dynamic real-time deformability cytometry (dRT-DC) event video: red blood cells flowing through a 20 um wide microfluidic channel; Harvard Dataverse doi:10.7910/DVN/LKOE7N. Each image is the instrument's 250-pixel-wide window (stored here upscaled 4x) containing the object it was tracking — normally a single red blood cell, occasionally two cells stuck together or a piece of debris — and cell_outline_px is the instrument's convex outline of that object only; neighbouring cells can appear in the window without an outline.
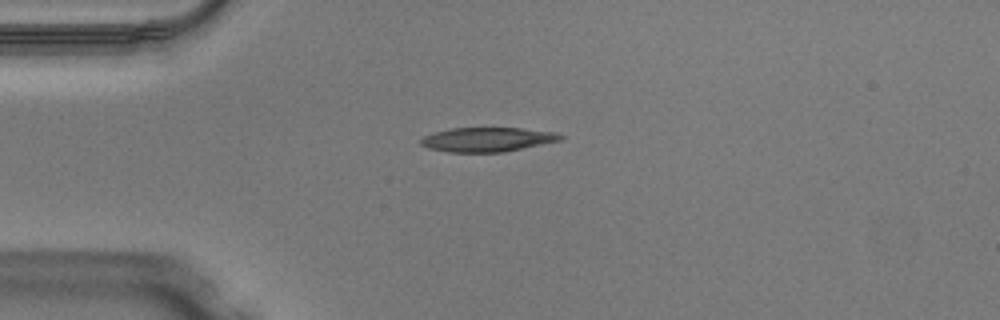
{"species": "Egyptian fruit bat (a non-hibernating species)", "species_latin": "Rousettus aegyptiacus", "temperature_condition": "warm", "stored_images_in_passage": 38, "camera_frame_rate_fps": 3000, "um_per_image_px": 0.085, "animal": {"sex": "male"}, "frame": {"image": 1, "passage_image": 1, "time_ms": 0.0, "image_size_px": [1000, 320], "cell_outline_px": [[564, 140], [504, 152], [448, 152], [428, 148], [420, 144], [420, 140], [424, 136], [436, 132], [452, 128], [520, 128], [552, 132], [564, 136]], "centroid_in_image_um": [41.44, 11.86], "position_along_channel_um": 43.6, "area_um2": 19.71}}
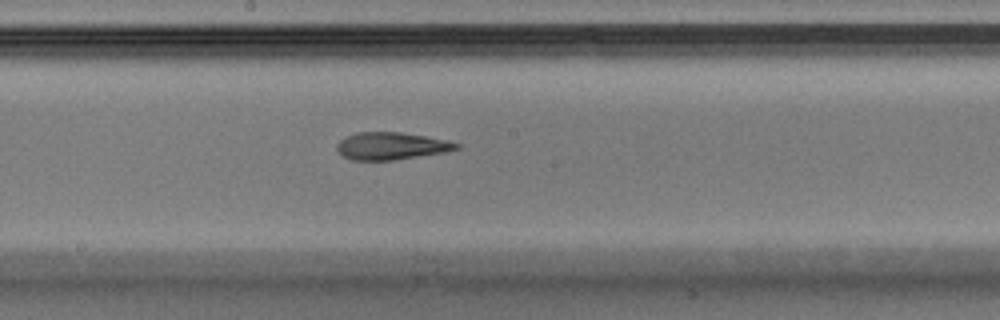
{"frame": {"image": 2, "passage_image": 15, "time_ms": 4.667, "image_size_px": [1000, 320], "cell_outline_px": [[460, 148], [444, 152], [396, 160], [352, 160], [344, 156], [336, 148], [336, 144], [344, 136], [356, 132], [400, 132], [448, 140], [460, 144]], "centroid_in_image_um": [33.24, 12.4], "position_along_channel_um": 215.0, "area_um2": 19.07}}
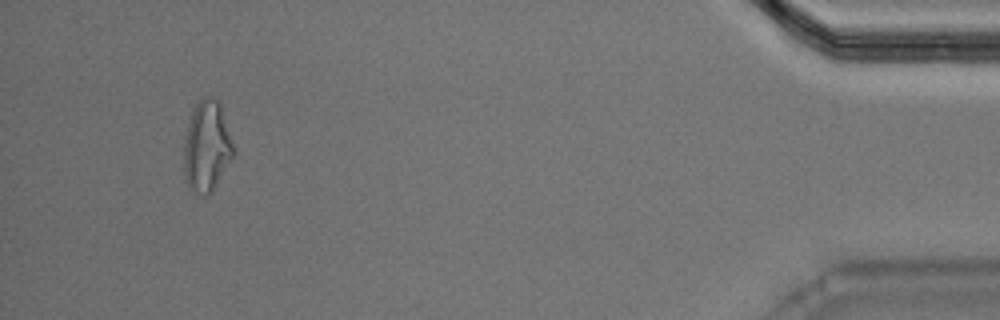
{"frame": {"image": 3, "passage_image": 35, "time_ms": 11.333, "image_size_px": [1000, 320], "cell_outline_px": [[232, 156], [212, 192], [204, 196], [188, 188], [184, 176], [184, 140], [188, 124], [192, 112], [196, 104], [204, 96], [212, 96], [220, 104], [232, 144]], "centroid_in_image_um": [17.53, 12.46], "position_along_channel_um": 417.7, "area_um2": 25.61}, "authors_computed_cell_mechanics": {"area_um2": 19.7676, "velocity_mm_per_s": 4.0926, "shape_relaxation_time_tau1_ms": null, "shape_relaxation_time_tau2_ms": 1.8572, "deformation_change_tau1": null, "deformation_change_tau2": 0.1044}}